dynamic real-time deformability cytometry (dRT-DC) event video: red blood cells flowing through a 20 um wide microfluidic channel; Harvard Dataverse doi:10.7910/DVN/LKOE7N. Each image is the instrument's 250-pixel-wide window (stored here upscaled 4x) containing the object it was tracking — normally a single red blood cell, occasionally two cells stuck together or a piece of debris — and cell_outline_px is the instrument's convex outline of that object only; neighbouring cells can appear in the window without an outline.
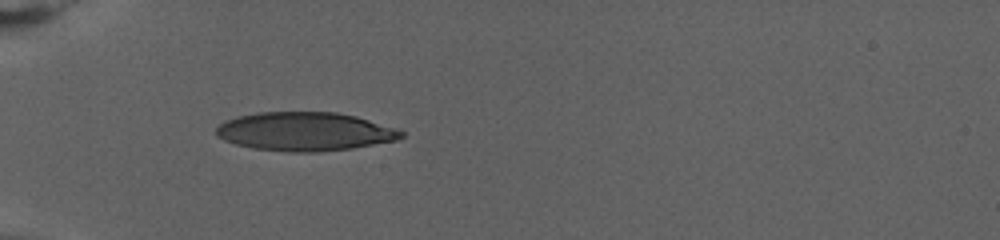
{"species": "human", "species_latin": "Homo sapiens", "temperature_condition": "warm", "stored_images_in_passage": 50, "camera_frame_rate_fps": 3000, "um_per_image_px": 0.085, "donor": {"sex": "female"}, "frame": {"image": 1, "passage_image": 1, "time_ms": 0.0, "image_size_px": [1000, 240], "cell_outline_px": [[404, 136], [396, 140], [352, 148], [320, 152], [288, 152], [252, 148], [236, 144], [224, 140], [216, 136], [216, 128], [220, 124], [236, 116], [256, 112], [336, 112], [356, 116], [404, 132]], "centroid_in_image_um": [25.86, 11.18], "position_along_channel_um": 59.1, "area_um2": 41.56}}
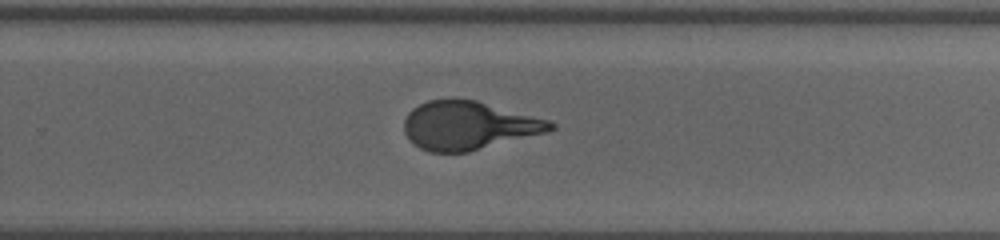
{"frame": {"image": 2, "passage_image": 27, "time_ms": 8.667, "image_size_px": [1000, 240], "cell_outline_px": [[556, 128], [548, 132], [468, 152], [428, 152], [420, 148], [408, 140], [404, 132], [404, 120], [408, 112], [412, 108], [428, 100], [452, 96], [476, 100], [548, 120], [556, 124]], "centroid_in_image_um": [39.78, 10.65], "position_along_channel_um": 290.0, "area_um2": 41.79}}
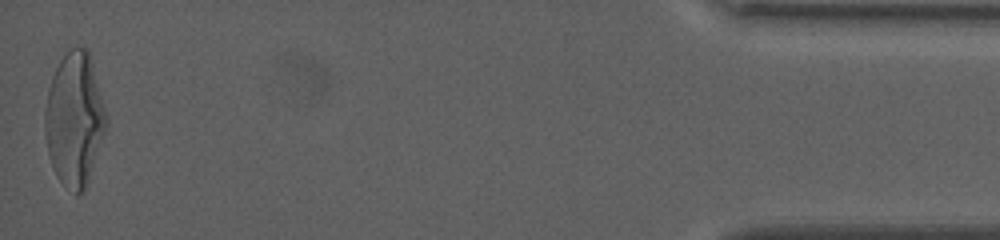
{"frame": {"image": 3, "passage_image": 50, "time_ms": 16.333, "image_size_px": [1000, 240], "cell_outline_px": [[108, 124], [88, 184], [76, 196], [56, 176], [48, 152], [44, 132], [44, 112], [48, 88], [52, 76], [60, 60], [72, 48], [84, 48], [88, 52], [108, 116]], "centroid_in_image_um": [6.33, 10.18], "position_along_channel_um": 428.9, "area_um2": 47.57}, "authors_computed_cell_mechanics": {"area_um2": 42.2807, "velocity_mm_per_s": 2.8298, "shape_relaxation_time_tau1_ms": 5.8609, "shape_relaxation_time_tau2_ms": null, "deformation_change_tau1": 0.2489, "deformation_change_tau2": null}}